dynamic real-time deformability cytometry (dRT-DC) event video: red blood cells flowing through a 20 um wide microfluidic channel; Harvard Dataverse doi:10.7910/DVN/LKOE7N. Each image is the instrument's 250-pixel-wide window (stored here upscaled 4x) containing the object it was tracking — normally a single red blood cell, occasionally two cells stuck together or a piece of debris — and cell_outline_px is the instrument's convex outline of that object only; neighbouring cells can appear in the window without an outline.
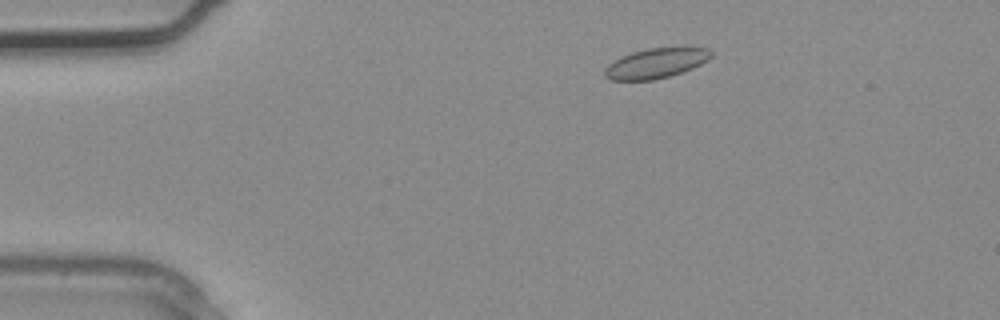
{"species": "common noctule bat (a hibernating species)", "species_latin": "Nyctalus noctula", "temperature_condition": "warm", "stored_images_in_passage": 3, "camera_frame_rate_fps": 3000, "um_per_image_px": 0.085, "animal": {"sex": "male", "body_mass_g": 20.4}, "frame": {"image": 1, "passage_image": 2, "time_ms": 0.333, "image_size_px": [1000, 320], "cell_outline_px": [[712, 56], [708, 60], [692, 68], [668, 76], [652, 80], [612, 80], [604, 76], [604, 68], [608, 64], [620, 56], [632, 52], [648, 48], [708, 48], [712, 52]], "centroid_in_image_um": [55.71, 5.37], "position_along_channel_um": 29.3, "area_um2": 18.38}}